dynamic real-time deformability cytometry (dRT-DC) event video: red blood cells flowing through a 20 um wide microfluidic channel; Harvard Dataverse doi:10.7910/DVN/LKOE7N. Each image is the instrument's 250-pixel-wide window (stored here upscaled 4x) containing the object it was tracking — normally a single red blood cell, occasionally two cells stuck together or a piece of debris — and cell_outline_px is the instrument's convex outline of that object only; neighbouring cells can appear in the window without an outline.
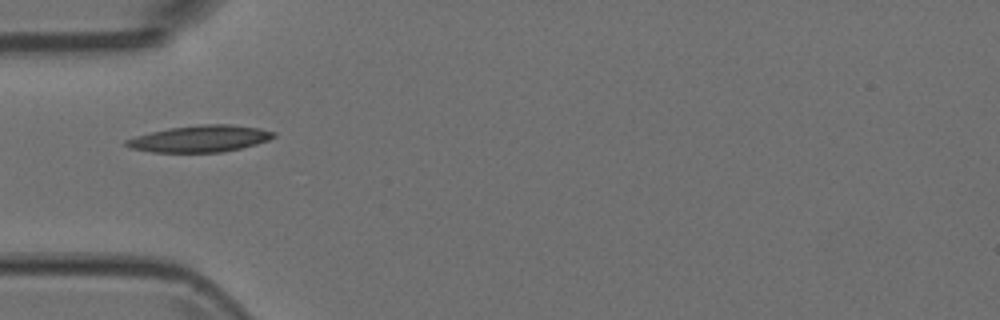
{"species": "Egyptian fruit bat (a non-hibernating species)", "species_latin": "Rousettus aegyptiacus", "temperature_condition": "room temperature", "stored_images_in_passage": 2, "camera_frame_rate_fps": 3000, "um_per_image_px": 0.085, "animal": {"sex": "female"}, "frame": {"image": 1, "passage_image": 1, "time_ms": 0.0, "image_size_px": [1000, 320], "cell_outline_px": [[276, 136], [268, 140], [256, 144], [240, 148], [220, 152], [152, 152], [132, 148], [124, 144], [124, 140], [136, 136], [168, 128], [200, 124], [232, 124], [260, 128], [276, 132]], "centroid_in_image_um": [17.03, 11.78], "position_along_channel_um": 68.0, "area_um2": 22.83}}
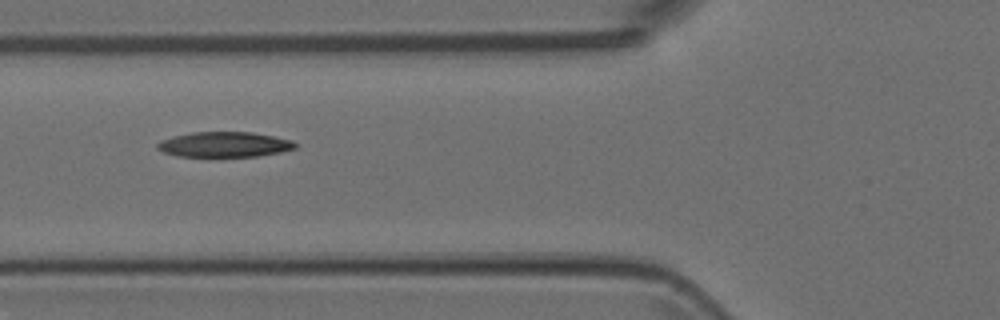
{"frame": {"image": 2, "passage_image": 2, "time_ms": 0.333, "image_size_px": [1000, 320], "cell_outline_px": [[296, 148], [280, 152], [256, 156], [176, 156], [164, 152], [156, 148], [156, 144], [160, 140], [172, 136], [192, 132], [252, 132], [292, 140], [296, 144]], "centroid_in_image_um": [19.03, 12.27], "position_along_channel_um": 106.8, "area_um2": 20.17}}